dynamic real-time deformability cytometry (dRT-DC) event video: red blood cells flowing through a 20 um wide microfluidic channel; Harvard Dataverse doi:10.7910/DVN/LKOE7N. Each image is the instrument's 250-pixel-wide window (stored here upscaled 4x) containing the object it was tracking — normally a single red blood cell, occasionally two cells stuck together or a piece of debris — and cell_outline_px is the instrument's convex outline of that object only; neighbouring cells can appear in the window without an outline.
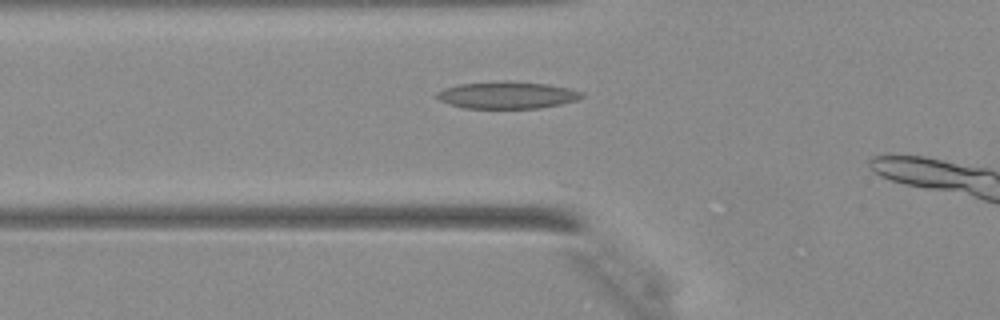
{"species": "Egyptian fruit bat (a non-hibernating species)", "species_latin": "Rousettus aegyptiacus", "temperature_condition": "warm", "stored_images_in_passage": 6, "camera_frame_rate_fps": 3000, "um_per_image_px": 0.085, "animal": {"sex": "female"}, "frame": {"image": 1, "passage_image": 4, "time_ms": 1.0, "image_size_px": [1000, 320], "cell_outline_px": [[584, 96], [576, 100], [560, 104], [540, 108], [464, 108], [448, 104], [440, 100], [436, 96], [436, 92], [444, 88], [460, 84], [504, 80], [548, 84], [568, 88], [580, 92]], "centroid_in_image_um": [43.07, 8.08], "position_along_channel_um": 82.7, "area_um2": 22.83}}